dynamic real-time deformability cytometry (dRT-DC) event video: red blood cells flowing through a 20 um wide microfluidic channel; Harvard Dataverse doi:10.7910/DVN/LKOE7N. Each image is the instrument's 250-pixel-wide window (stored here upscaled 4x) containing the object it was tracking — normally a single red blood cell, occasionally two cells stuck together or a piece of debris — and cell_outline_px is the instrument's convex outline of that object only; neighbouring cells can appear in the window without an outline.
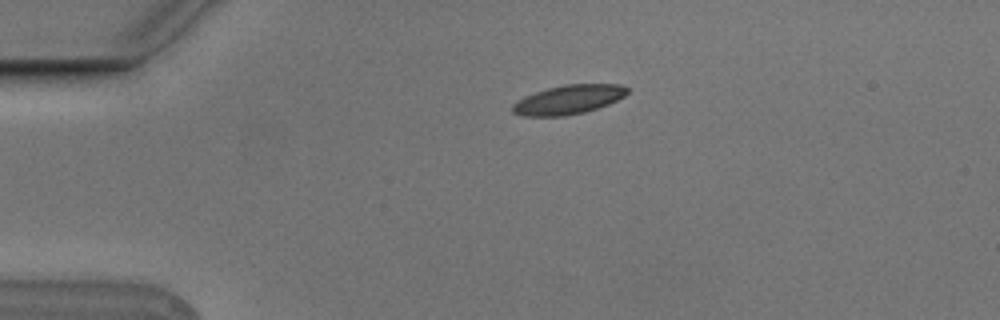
{"species": "Egyptian fruit bat (a non-hibernating species)", "species_latin": "Rousettus aegyptiacus", "temperature_condition": "cold", "stored_images_in_passage": 2, "camera_frame_rate_fps": 3000, "um_per_image_px": 0.085, "animal": {"sex": "male"}, "frame": {"image": 1, "passage_image": 1, "time_ms": 0.0, "image_size_px": [1000, 320], "cell_outline_px": [[628, 92], [624, 96], [608, 104], [584, 112], [564, 116], [524, 116], [512, 112], [512, 104], [516, 100], [524, 96], [548, 88], [564, 84], [620, 84], [628, 88]], "centroid_in_image_um": [48.29, 8.46], "position_along_channel_um": 36.7, "area_um2": 19.42}}